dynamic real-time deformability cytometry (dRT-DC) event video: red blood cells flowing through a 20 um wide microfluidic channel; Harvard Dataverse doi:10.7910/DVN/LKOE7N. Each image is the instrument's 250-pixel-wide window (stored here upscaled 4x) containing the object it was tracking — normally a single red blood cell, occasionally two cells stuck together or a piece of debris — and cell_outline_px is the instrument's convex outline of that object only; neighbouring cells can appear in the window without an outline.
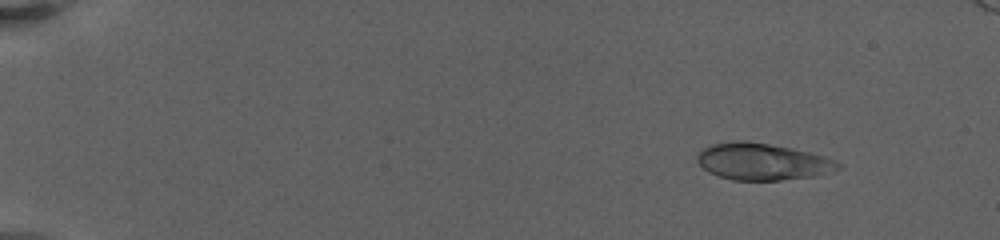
{"species": "human", "species_latin": "Homo sapiens", "temperature_condition": "warm", "stored_images_in_passage": 8, "camera_frame_rate_fps": 3000, "um_per_image_px": 0.085, "donor": {"sex": "female"}, "frame": {"image": 1, "passage_image": 3, "time_ms": 2.333, "image_size_px": [1000, 240], "cell_outline_px": [[840, 168], [812, 176], [780, 180], [732, 180], [708, 172], [696, 160], [696, 156], [704, 148], [712, 144], [736, 140], [740, 140], [768, 144], [808, 152], [824, 156], [840, 164]], "centroid_in_image_um": [64.74, 13.74], "position_along_channel_um": 20.3, "area_um2": 29.59}}
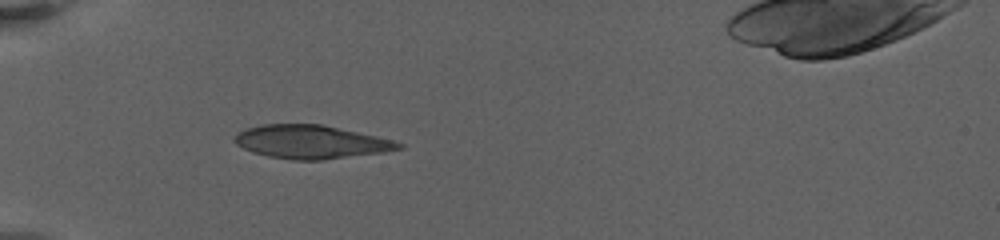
{"frame": {"image": 2, "passage_image": 7, "time_ms": 7.333, "image_size_px": [1000, 240], "cell_outline_px": [[404, 148], [384, 152], [324, 160], [292, 160], [268, 156], [252, 152], [236, 144], [232, 140], [236, 132], [244, 128], [264, 124], [320, 124], [376, 136], [392, 140], [404, 144]], "centroid_in_image_um": [26.39, 12.06], "position_along_channel_um": 58.6, "area_um2": 32.02}}